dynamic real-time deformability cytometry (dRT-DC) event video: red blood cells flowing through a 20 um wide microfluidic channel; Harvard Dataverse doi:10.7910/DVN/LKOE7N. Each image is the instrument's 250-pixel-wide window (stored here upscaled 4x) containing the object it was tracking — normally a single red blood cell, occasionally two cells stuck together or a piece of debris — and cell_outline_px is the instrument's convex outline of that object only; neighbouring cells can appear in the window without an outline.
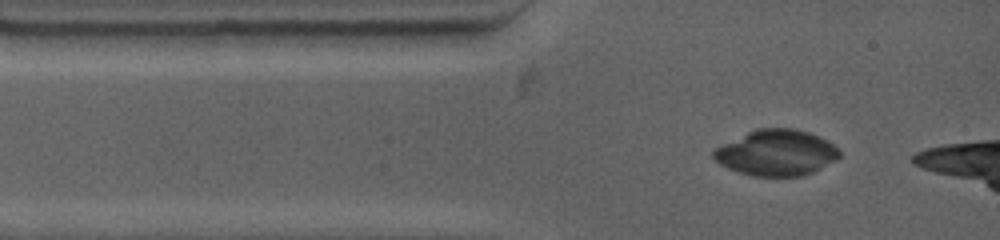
{"species": "common noctule bat (a hibernating species)", "species_latin": "Nyctalus noctula", "temperature_condition": "warm", "stored_images_in_passage": 8, "camera_frame_rate_fps": 4500, "um_per_image_px": 0.085, "animal": {"sex": "female", "body_mass_g": 19.0, "forearm_length_mm": 53.3}, "frame": {"image": 1, "passage_image": 2, "time_ms": 0.667, "image_size_px": [1000, 240], "cell_outline_px": [[840, 156], [836, 160], [812, 172], [800, 176], [752, 176], [728, 168], [720, 164], [712, 156], [712, 152], [716, 148], [756, 128], [792, 128], [808, 132], [820, 136], [832, 144], [840, 152]], "centroid_in_image_um": [66.0, 12.98], "position_along_channel_um": 19.0, "area_um2": 33.29}}